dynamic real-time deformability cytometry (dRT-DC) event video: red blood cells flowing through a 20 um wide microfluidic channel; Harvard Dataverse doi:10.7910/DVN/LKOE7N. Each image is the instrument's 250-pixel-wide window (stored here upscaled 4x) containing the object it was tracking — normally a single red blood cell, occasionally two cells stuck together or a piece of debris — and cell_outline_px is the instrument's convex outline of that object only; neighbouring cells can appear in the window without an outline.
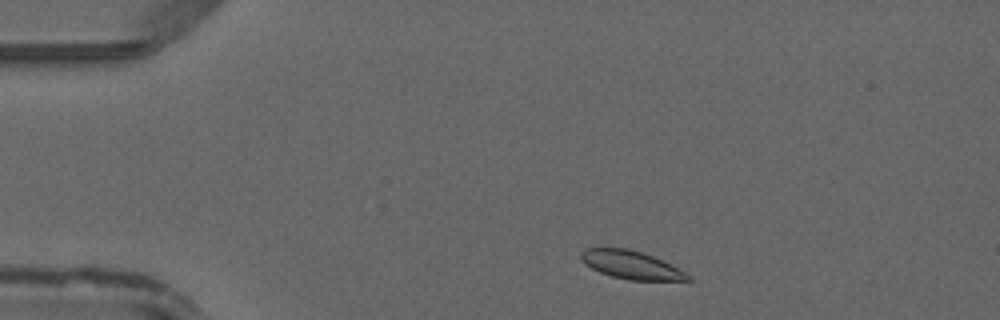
{"species": "common noctule bat (a hibernating species)", "species_latin": "Nyctalus noctula", "temperature_condition": "warm", "stored_images_in_passage": 41, "camera_frame_rate_fps": 3000, "um_per_image_px": 0.085, "animal": {"sex": "male", "forearm_length_mm": 52.5}, "frame": {"image": 1, "passage_image": 3, "time_ms": 0.667, "image_size_px": [1000, 320], "cell_outline_px": [[692, 280], [628, 280], [612, 276], [600, 272], [584, 264], [580, 260], [580, 252], [584, 248], [628, 248], [644, 252], [692, 276]], "centroid_in_image_um": [53.58, 22.5], "position_along_channel_um": 31.4, "area_um2": 17.4}}
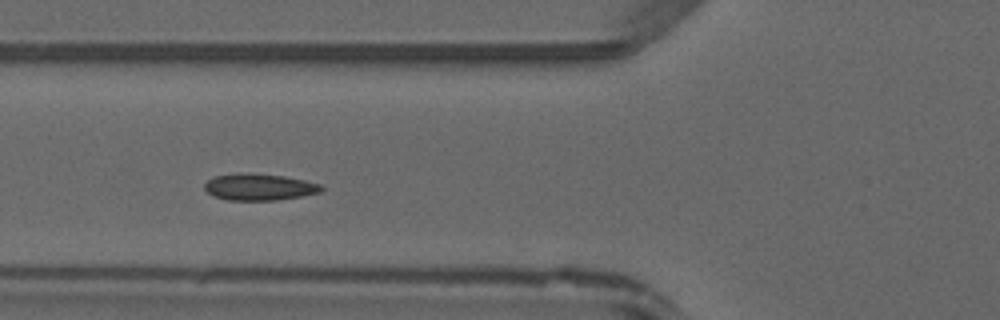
{"frame": {"image": 2, "passage_image": 12, "time_ms": 3.667, "image_size_px": [1000, 320], "cell_outline_px": [[324, 188], [320, 192], [300, 196], [276, 200], [228, 200], [212, 196], [204, 188], [204, 184], [208, 180], [216, 176], [236, 172], [248, 172], [284, 176], [304, 180], [320, 184]], "centroid_in_image_um": [22.0, 15.88], "position_along_channel_um": 103.8, "area_um2": 18.21}}
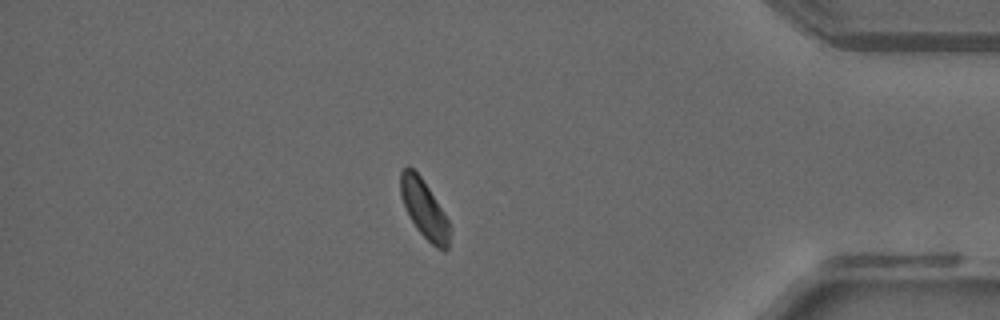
{"frame": {"image": 3, "passage_image": 35, "time_ms": 11.333, "image_size_px": [1000, 320], "cell_outline_px": [[448, 248], [444, 252], [436, 248], [416, 228], [400, 196], [400, 172], [408, 164], [420, 176], [444, 212], [448, 220]], "centroid_in_image_um": [36.03, 17.75], "position_along_channel_um": 399.2, "area_um2": 16.24}}